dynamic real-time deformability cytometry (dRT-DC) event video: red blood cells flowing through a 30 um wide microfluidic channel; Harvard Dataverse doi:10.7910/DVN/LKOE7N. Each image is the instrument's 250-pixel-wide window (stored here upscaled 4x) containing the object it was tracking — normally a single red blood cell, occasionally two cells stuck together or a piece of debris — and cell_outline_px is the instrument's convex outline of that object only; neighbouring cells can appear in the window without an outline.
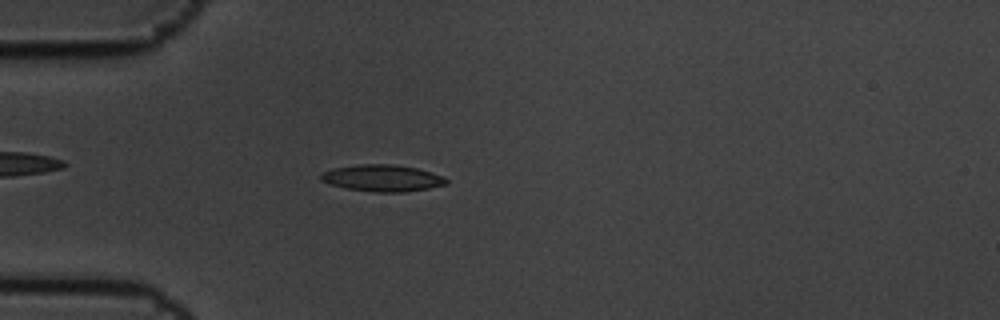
{"species": "common noctule bat (a hibernating species)", "species_latin": "Nyctalus noctula", "temperature_condition": "cold", "stored_images_in_passage": 7, "camera_frame_rate_fps": 3000, "um_per_image_px": 0.085, "animal": {"sex": "male", "body_mass_g": 19.5, "forearm_length_mm": 54.6}, "frame": {"image": 1, "passage_image": 7, "time_ms": 2.0, "image_size_px": [1000, 320], "cell_outline_px": [[448, 184], [428, 188], [404, 192], [376, 192], [344, 188], [328, 184], [320, 180], [320, 172], [332, 168], [360, 164], [392, 164], [416, 168], [432, 172], [444, 176], [448, 180]], "centroid_in_image_um": [32.47, 15.13], "position_along_channel_um": 52.5, "area_um2": 19.71}}